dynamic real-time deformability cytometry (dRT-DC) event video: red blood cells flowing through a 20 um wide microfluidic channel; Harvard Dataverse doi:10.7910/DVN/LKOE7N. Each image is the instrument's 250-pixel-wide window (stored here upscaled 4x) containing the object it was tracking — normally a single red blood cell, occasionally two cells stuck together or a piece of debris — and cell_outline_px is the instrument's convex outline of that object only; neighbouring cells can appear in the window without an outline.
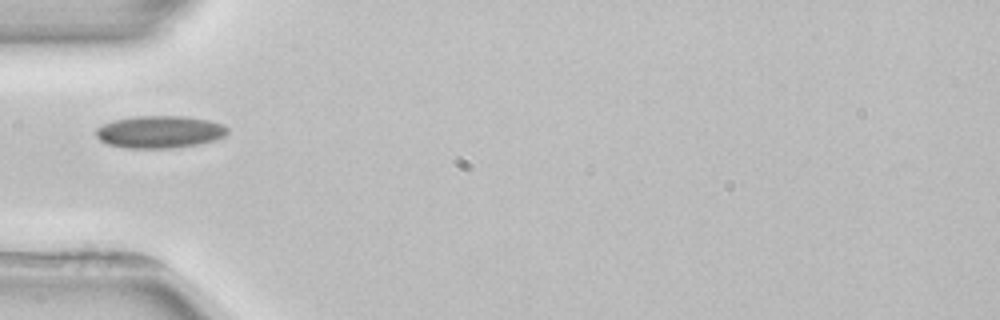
{"species": "common noctule bat (a hibernating species)", "species_latin": "Nyctalus noctula", "temperature_condition": "room temperature", "stored_images_in_passage": 4, "camera_frame_rate_fps": 3000, "um_per_image_px": 0.085, "animal": {"sex": "female", "body_mass_g": 22.7, "forearm_length_mm": 54.2}, "frame": {"image": 1, "passage_image": 4, "time_ms": 5.333, "image_size_px": [1000, 320], "cell_outline_px": [[228, 132], [224, 136], [212, 140], [196, 144], [172, 148], [128, 148], [108, 144], [100, 140], [96, 136], [96, 128], [112, 120], [136, 116], [188, 116], [208, 120], [224, 124], [228, 128]], "centroid_in_image_um": [13.57, 11.2], "position_along_channel_um": 71.4, "area_um2": 24.74}}